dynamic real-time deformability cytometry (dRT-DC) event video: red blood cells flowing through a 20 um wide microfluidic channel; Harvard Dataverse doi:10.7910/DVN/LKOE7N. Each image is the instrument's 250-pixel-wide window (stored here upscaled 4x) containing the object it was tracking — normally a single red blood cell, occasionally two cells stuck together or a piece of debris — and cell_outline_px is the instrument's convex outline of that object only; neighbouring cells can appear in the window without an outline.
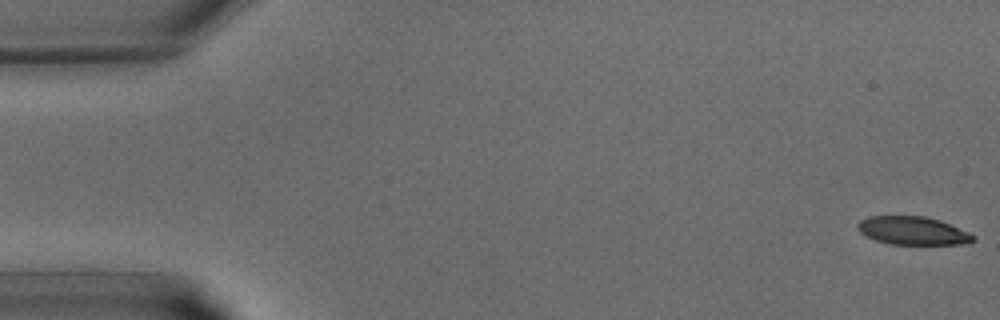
{"species": "common noctule bat (a hibernating species)", "species_latin": "Nyctalus noctula", "temperature_condition": "warm", "stored_images_in_passage": 40, "camera_frame_rate_fps": 3000, "um_per_image_px": 0.085, "animal": {"sex": "male", "body_mass_g": 15.6}, "frame": {"image": 1, "passage_image": 1, "time_ms": 0.0, "image_size_px": [1000, 320], "cell_outline_px": [[976, 240], [960, 244], [888, 244], [876, 240], [860, 232], [856, 224], [860, 220], [868, 216], [924, 216], [940, 220], [968, 232], [976, 236]], "centroid_in_image_um": [77.58, 19.6], "position_along_channel_um": 7.4, "area_um2": 18.9}}
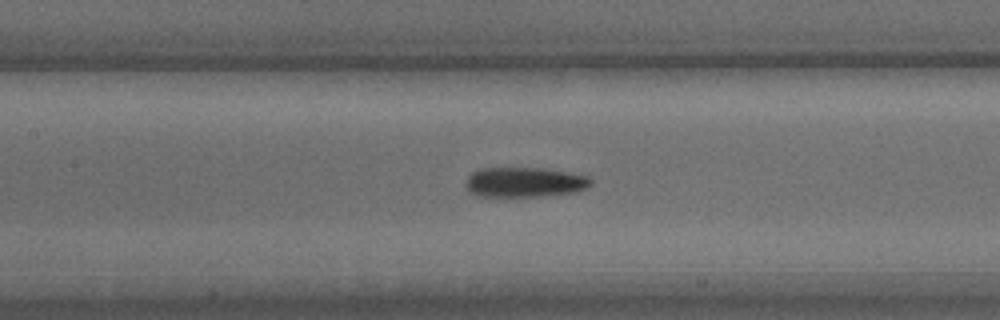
{"frame": {"image": 2, "passage_image": 19, "time_ms": 6.0, "image_size_px": [1000, 320], "cell_outline_px": [[592, 184], [588, 188], [576, 192], [540, 196], [476, 196], [468, 192], [468, 176], [472, 172], [480, 168], [540, 168], [588, 176], [592, 180]], "centroid_in_image_um": [44.6, 15.49], "position_along_channel_um": 162.8, "area_um2": 21.68}}
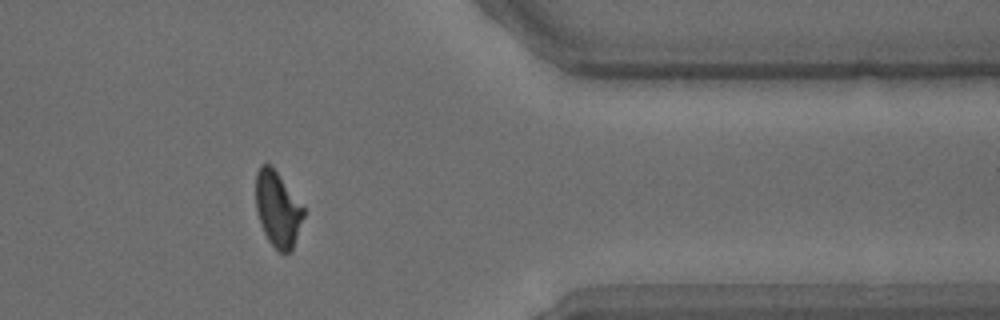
{"frame": {"image": 3, "passage_image": 34, "time_ms": 11.0, "image_size_px": [1000, 320], "cell_outline_px": [[304, 216], [292, 252], [280, 252], [268, 240], [264, 232], [256, 208], [256, 172], [260, 164], [272, 164], [304, 208]], "centroid_in_image_um": [23.61, 17.75], "position_along_channel_um": 387.8, "area_um2": 20.92}}